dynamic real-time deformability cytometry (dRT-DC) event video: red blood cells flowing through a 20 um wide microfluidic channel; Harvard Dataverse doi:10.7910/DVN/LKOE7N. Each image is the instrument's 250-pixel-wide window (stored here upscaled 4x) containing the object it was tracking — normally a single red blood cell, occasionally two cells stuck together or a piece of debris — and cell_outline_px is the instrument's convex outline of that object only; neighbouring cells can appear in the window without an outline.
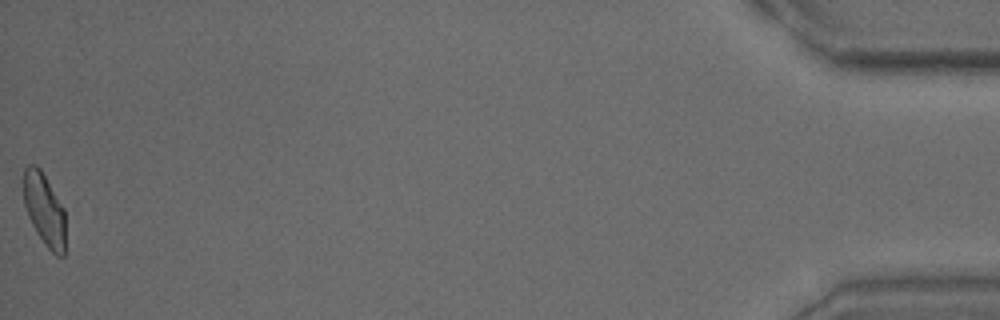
{"species": "common noctule bat (a hibernating species)", "species_latin": "Nyctalus noctula", "temperature_condition": "warm", "stored_images_in_passage": 54, "camera_frame_rate_fps": 3000, "um_per_image_px": 0.085, "animal": {"sex": "male", "body_mass_g": 15.6}, "frame": {"image": 1, "passage_image": 54, "time_ms": 17.667, "image_size_px": [1000, 320], "cell_outline_px": [[64, 256], [56, 256], [44, 244], [36, 232], [28, 216], [24, 204], [24, 168], [28, 164], [36, 164], [40, 168], [64, 208]], "centroid_in_image_um": [3.76, 17.8], "position_along_channel_um": 431.4, "area_um2": 17.57}}